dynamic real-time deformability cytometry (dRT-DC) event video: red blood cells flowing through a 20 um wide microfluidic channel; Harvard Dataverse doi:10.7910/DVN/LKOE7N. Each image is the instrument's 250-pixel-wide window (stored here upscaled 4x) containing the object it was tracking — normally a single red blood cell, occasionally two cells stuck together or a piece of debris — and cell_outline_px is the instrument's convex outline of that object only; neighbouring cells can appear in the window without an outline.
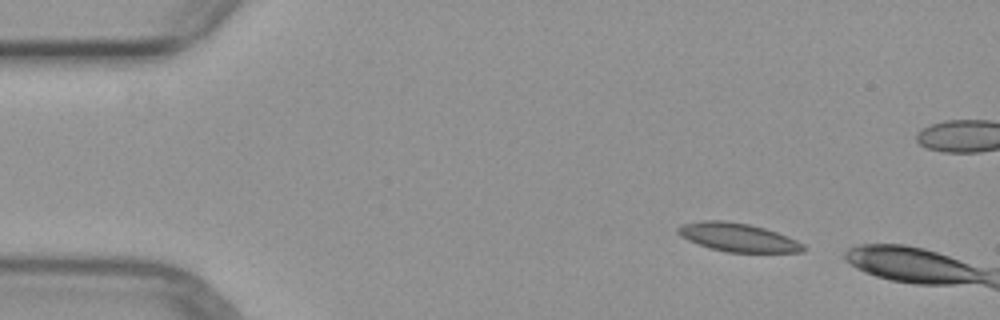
{"species": "common noctule bat (a hibernating species)", "species_latin": "Nyctalus noctula", "temperature_condition": "warm", "stored_images_in_passage": 5, "segment_of_instrument_passage": [1, 2], "camera_frame_rate_fps": 3000, "um_per_image_px": 0.085, "animal": {"sex": "female", "body_mass_g": 29.2, "forearm_length_mm": 56.3}, "frame": {"image": 1, "passage_image": 1, "time_ms": 0.0, "image_size_px": [1000, 320], "cell_outline_px": [[804, 252], [728, 252], [712, 248], [688, 240], [680, 236], [676, 232], [676, 228], [680, 224], [704, 220], [728, 220], [748, 224], [764, 228], [776, 232], [796, 240], [804, 244]], "centroid_in_image_um": [62.68, 20.16], "position_along_channel_um": 22.3, "area_um2": 20.69}}
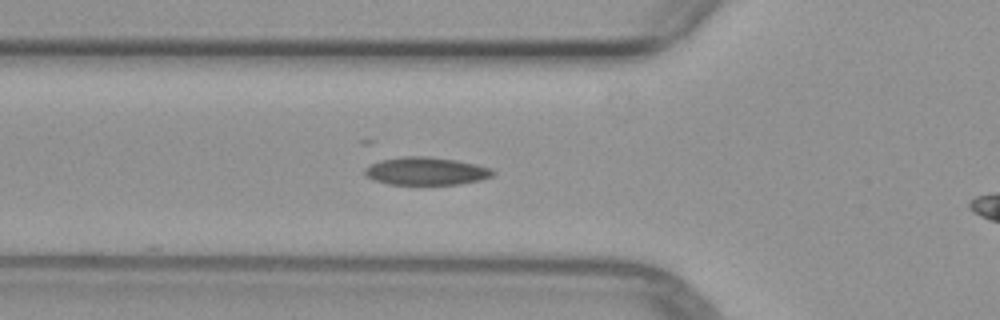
{"frame": {"image": 2, "passage_image": 4, "time_ms": 3.667, "image_size_px": [1000, 320], "cell_outline_px": [[496, 172], [492, 176], [480, 180], [460, 184], [388, 184], [376, 180], [368, 176], [364, 172], [364, 168], [380, 160], [400, 156], [428, 156], [456, 160], [476, 164], [492, 168]], "centroid_in_image_um": [36.25, 14.53], "position_along_channel_um": 89.6, "area_um2": 20.75}}